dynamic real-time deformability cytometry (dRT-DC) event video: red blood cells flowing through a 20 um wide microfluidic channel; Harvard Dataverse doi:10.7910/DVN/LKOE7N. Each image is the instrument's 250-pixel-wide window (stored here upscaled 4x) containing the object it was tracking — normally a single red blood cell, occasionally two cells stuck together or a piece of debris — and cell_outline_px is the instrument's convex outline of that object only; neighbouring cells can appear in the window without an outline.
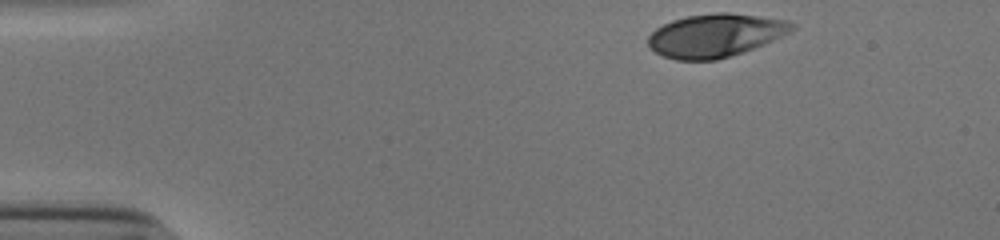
{"species": "human", "species_latin": "Homo sapiens", "temperature_condition": "cold", "stored_images_in_passage": 37, "camera_frame_rate_fps": 3000, "um_per_image_px": 0.085, "donor": {"sex": "male"}, "frame": {"image": 1, "passage_image": 1, "time_ms": 0.0, "image_size_px": [1000, 240], "cell_outline_px": [[796, 28], [784, 36], [744, 52], [716, 60], [676, 60], [664, 56], [656, 52], [648, 44], [648, 36], [656, 28], [672, 20], [688, 16], [716, 12], [728, 12], [788, 20], [796, 24]], "centroid_in_image_um": [60.85, 3.01], "position_along_channel_um": 24.2, "area_um2": 36.3}}
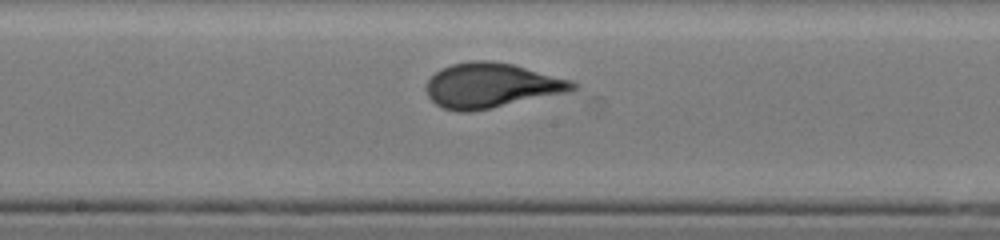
{"frame": {"image": 2, "passage_image": 22, "time_ms": 7.0, "image_size_px": [1000, 240], "cell_outline_px": [[580, 88], [568, 92], [468, 112], [460, 112], [444, 108], [436, 104], [428, 96], [424, 88], [428, 80], [440, 68], [452, 64], [472, 60], [492, 60], [512, 64], [572, 80], [580, 84]], "centroid_in_image_um": [41.76, 7.25], "position_along_channel_um": 206.4, "area_um2": 38.15}}
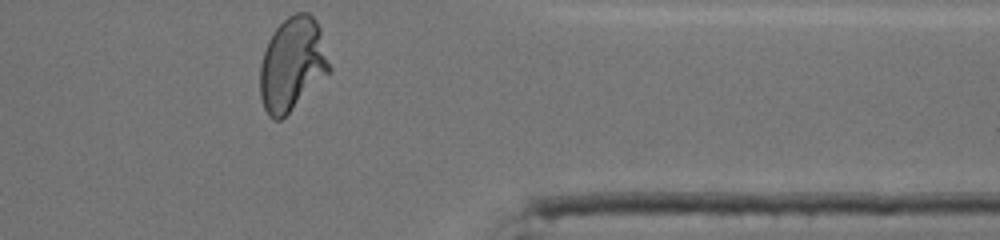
{"frame": {"image": 3, "passage_image": 37, "time_ms": 12.0, "image_size_px": [1000, 240], "cell_outline_px": [[332, 68], [280, 120], [272, 120], [268, 116], [264, 108], [260, 96], [260, 64], [268, 40], [272, 32], [288, 16], [296, 12], [308, 12], [316, 20], [320, 28]], "centroid_in_image_um": [24.83, 5.42], "position_along_channel_um": 386.6, "area_um2": 37.4}, "authors_computed_cell_mechanics": {"area_um2": 36.992, "velocity_mm_per_s": 3.8545, "shape_relaxation_time_tau1_ms": 5.7477, "shape_relaxation_time_tau2_ms": null, "deformation_change_tau1": 0.2485, "deformation_change_tau2": null}}